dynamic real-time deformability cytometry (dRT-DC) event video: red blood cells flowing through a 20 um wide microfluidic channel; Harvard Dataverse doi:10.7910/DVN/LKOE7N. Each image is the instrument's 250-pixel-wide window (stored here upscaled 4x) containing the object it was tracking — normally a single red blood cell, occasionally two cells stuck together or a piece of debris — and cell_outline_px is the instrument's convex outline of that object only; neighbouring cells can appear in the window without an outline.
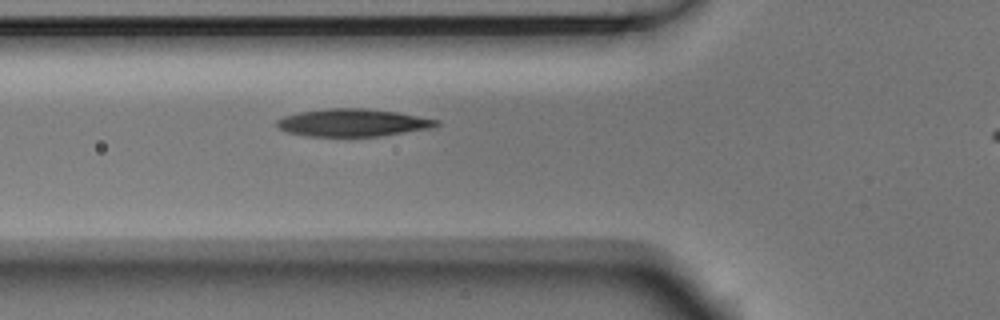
{"species": "Egyptian fruit bat (a non-hibernating species)", "species_latin": "Rousettus aegyptiacus", "temperature_condition": "room temperature", "stored_images_in_passage": 4, "camera_frame_rate_fps": 3000, "um_per_image_px": 0.085, "animal": {"sex": "male"}, "frame": {"image": 1, "passage_image": 4, "time_ms": 1.0, "image_size_px": [1000, 320], "cell_outline_px": [[440, 124], [432, 128], [380, 136], [308, 136], [288, 132], [280, 128], [276, 124], [276, 120], [284, 116], [300, 112], [328, 108], [364, 108], [400, 112], [440, 120]], "centroid_in_image_um": [30.04, 10.42], "position_along_channel_um": 95.8, "area_um2": 25.66}}